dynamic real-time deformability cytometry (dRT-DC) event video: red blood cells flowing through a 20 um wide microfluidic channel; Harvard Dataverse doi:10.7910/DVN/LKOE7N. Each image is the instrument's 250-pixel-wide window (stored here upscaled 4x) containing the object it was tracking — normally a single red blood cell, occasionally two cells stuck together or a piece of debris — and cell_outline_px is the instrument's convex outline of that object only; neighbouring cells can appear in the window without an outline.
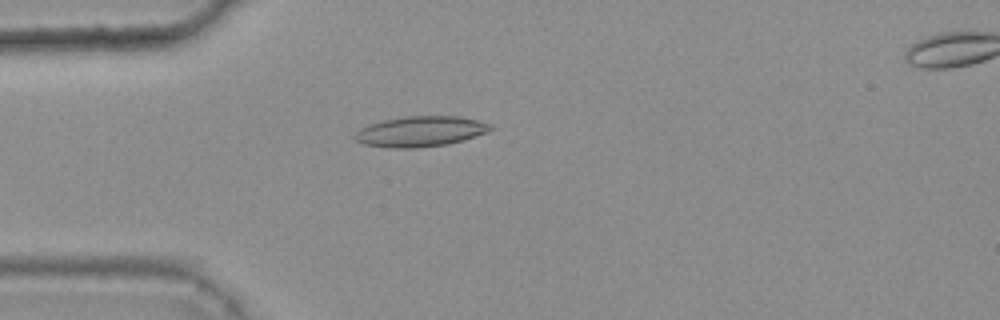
{"species": "common noctule bat (a hibernating species)", "species_latin": "Nyctalus noctula", "temperature_condition": "warm", "stored_images_in_passage": 49, "camera_frame_rate_fps": 3000, "um_per_image_px": 0.085, "animal": {"sex": "female", "body_mass_g": 25.1}, "frame": {"image": 1, "passage_image": 15, "time_ms": 4.667, "image_size_px": [1000, 320], "cell_outline_px": [[492, 128], [488, 132], [464, 140], [448, 144], [416, 148], [388, 148], [364, 144], [356, 140], [352, 136], [360, 128], [384, 120], [408, 116], [460, 116], [492, 124]], "centroid_in_image_um": [35.75, 11.18], "position_along_channel_um": 49.3, "area_um2": 24.04}}
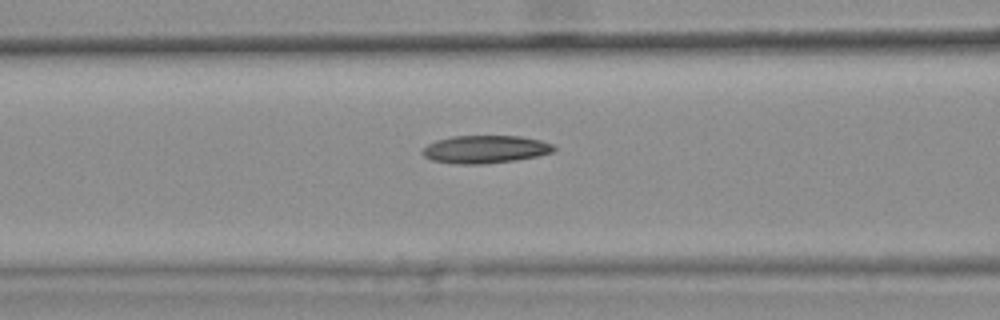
{"frame": {"image": 2, "passage_image": 22, "time_ms": 7.0, "image_size_px": [1000, 320], "cell_outline_px": [[556, 148], [552, 152], [536, 156], [516, 160], [484, 164], [456, 164], [432, 160], [424, 156], [420, 152], [428, 144], [436, 140], [452, 136], [520, 136], [540, 140], [552, 144]], "centroid_in_image_um": [41.22, 12.69], "position_along_channel_um": 125.4, "area_um2": 21.27}}
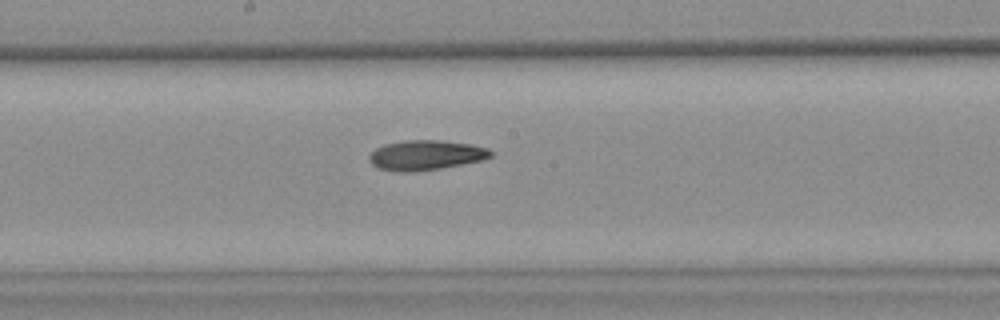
{"frame": {"image": 3, "passage_image": 29, "time_ms": 9.333, "image_size_px": [1000, 320], "cell_outline_px": [[492, 156], [484, 160], [440, 168], [404, 172], [400, 172], [380, 168], [372, 164], [368, 160], [368, 156], [376, 148], [384, 144], [404, 140], [440, 140], [472, 144], [488, 148], [492, 152]], "centroid_in_image_um": [36.2, 13.17], "position_along_channel_um": 212.0, "area_um2": 21.1}}